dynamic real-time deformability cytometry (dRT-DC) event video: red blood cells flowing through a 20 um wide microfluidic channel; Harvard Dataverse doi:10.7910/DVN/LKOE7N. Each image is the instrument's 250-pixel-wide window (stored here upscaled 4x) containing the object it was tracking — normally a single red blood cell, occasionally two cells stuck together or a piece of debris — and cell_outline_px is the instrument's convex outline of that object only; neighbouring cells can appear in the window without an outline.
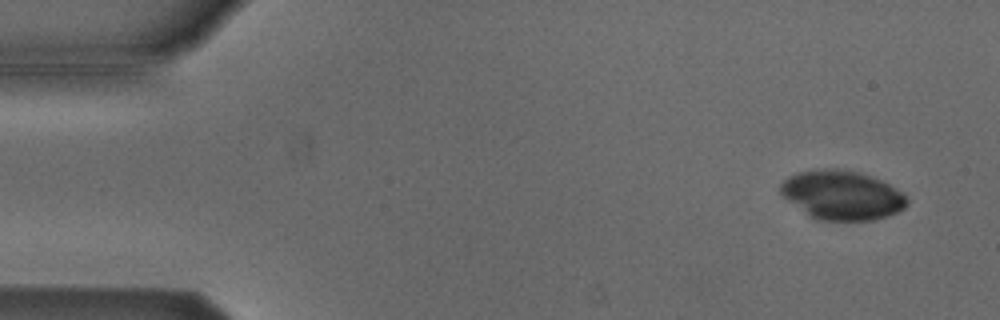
{"species": "Egyptian fruit bat (a non-hibernating species)", "species_latin": "Rousettus aegyptiacus", "temperature_condition": "cold", "stored_images_in_passage": 54, "camera_frame_rate_fps": 3000, "um_per_image_px": 0.085, "animal": {"sex": "male"}, "frame": {"image": 1, "passage_image": 4, "time_ms": 1.0, "image_size_px": [1000, 320], "cell_outline_px": [[908, 204], [904, 208], [888, 216], [872, 220], [820, 220], [812, 216], [780, 196], [780, 184], [788, 176], [800, 172], [816, 168], [836, 168], [860, 172], [880, 180], [888, 184], [900, 192], [908, 200]], "centroid_in_image_um": [71.53, 16.57], "position_along_channel_um": 13.5, "area_um2": 36.07}}
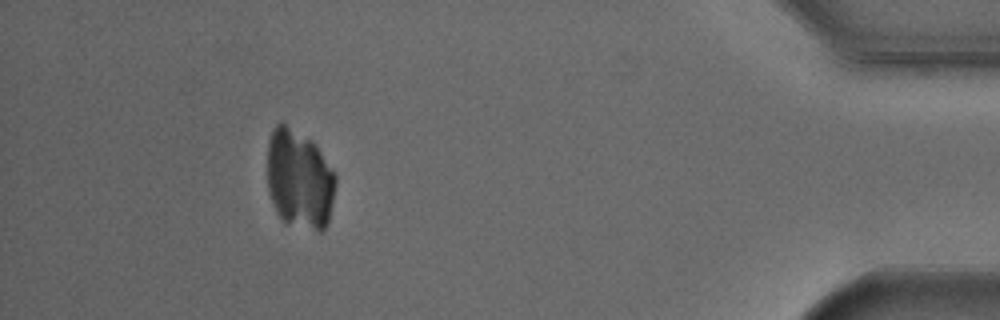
{"frame": {"image": 2, "passage_image": 49, "time_ms": 16.0, "image_size_px": [1000, 320], "cell_outline_px": [[336, 184], [328, 224], [320, 232], [288, 224], [280, 216], [268, 192], [268, 140], [272, 128], [276, 124], [284, 124], [312, 140], [316, 144], [336, 172]], "centroid_in_image_um": [25.48, 15.23], "position_along_channel_um": 409.7, "area_um2": 39.77}}